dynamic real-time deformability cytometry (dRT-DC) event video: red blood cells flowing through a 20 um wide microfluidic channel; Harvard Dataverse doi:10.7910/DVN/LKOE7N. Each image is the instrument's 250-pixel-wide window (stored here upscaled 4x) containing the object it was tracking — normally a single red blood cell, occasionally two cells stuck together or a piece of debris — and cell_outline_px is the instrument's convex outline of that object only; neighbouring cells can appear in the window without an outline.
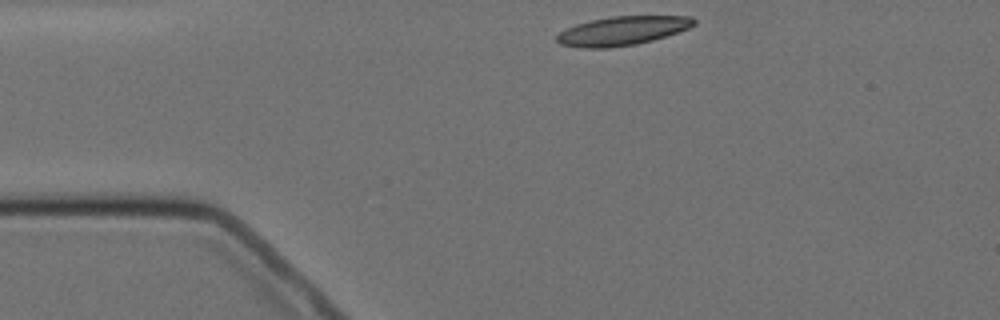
{"species": "Egyptian fruit bat (a non-hibernating species)", "species_latin": "Rousettus aegyptiacus", "temperature_condition": "cold", "stored_images_in_passage": 3, "camera_frame_rate_fps": 3000, "um_per_image_px": 0.085, "animal": {"sex": "female"}, "frame": {"image": 1, "passage_image": 1, "time_ms": 0.0, "image_size_px": [1000, 320], "cell_outline_px": [[696, 24], [688, 28], [652, 40], [636, 44], [608, 48], [584, 48], [560, 44], [556, 40], [556, 36], [560, 32], [576, 24], [592, 20], [612, 16], [692, 16], [696, 20]], "centroid_in_image_um": [52.9, 2.61], "position_along_channel_um": 32.1, "area_um2": 22.89}}
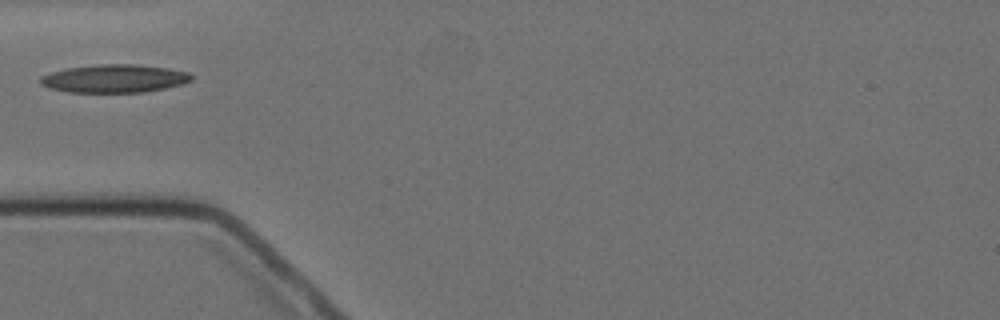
{"frame": {"image": 2, "passage_image": 3, "time_ms": 2.333, "image_size_px": [1000, 320], "cell_outline_px": [[192, 80], [180, 84], [164, 88], [144, 92], [68, 92], [48, 88], [40, 84], [40, 76], [52, 72], [68, 68], [100, 64], [136, 64], [168, 68], [188, 72], [192, 76]], "centroid_in_image_um": [9.7, 6.67], "position_along_channel_um": 75.3, "area_um2": 24.62}}